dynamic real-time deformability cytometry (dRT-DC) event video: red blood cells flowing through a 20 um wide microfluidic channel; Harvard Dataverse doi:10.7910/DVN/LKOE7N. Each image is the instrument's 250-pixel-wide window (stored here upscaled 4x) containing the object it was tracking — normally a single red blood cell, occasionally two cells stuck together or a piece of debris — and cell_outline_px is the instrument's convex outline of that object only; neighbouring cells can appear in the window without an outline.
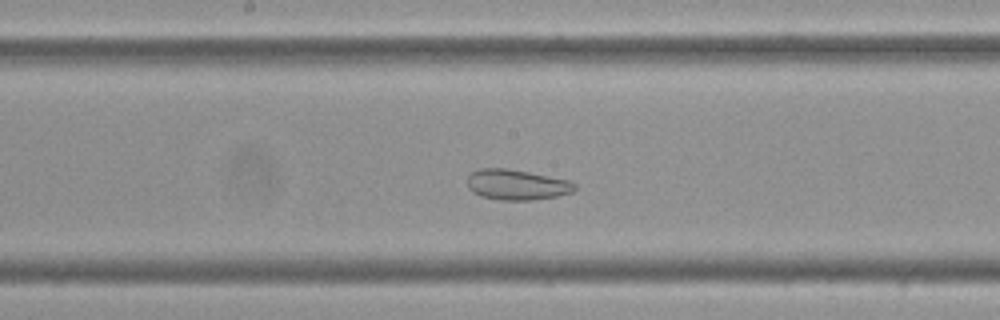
{"species": "Egyptian fruit bat (a non-hibernating species)", "species_latin": "Rousettus aegyptiacus", "temperature_condition": "cold", "stored_images_in_passage": 51, "camera_frame_rate_fps": 3000, "um_per_image_px": 0.085, "frame": {"image": 1, "passage_image": 24, "time_ms": 7.667, "image_size_px": [1000, 320], "cell_outline_px": [[576, 188], [572, 192], [556, 196], [532, 200], [500, 200], [480, 196], [472, 192], [468, 188], [468, 176], [472, 172], [480, 168], [504, 168], [528, 172], [572, 180], [576, 184]], "centroid_in_image_um": [43.93, 15.7], "position_along_channel_um": 204.3, "area_um2": 19.13}}
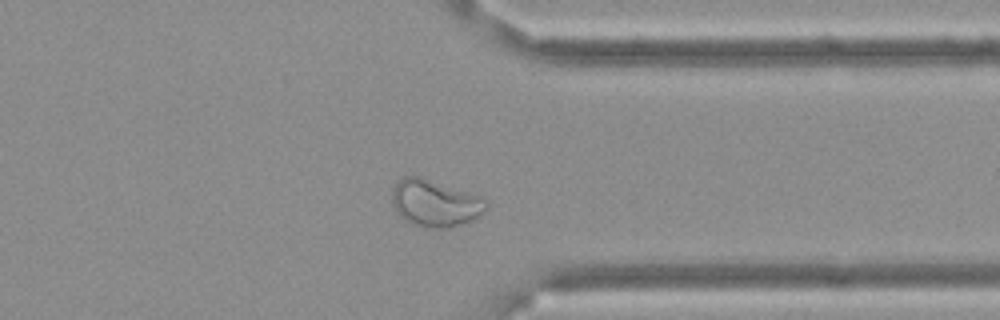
{"frame": {"image": 2, "passage_image": 39, "time_ms": 12.667, "image_size_px": [1000, 320], "cell_outline_px": [[488, 208], [480, 216], [472, 220], [448, 228], [428, 228], [412, 224], [404, 220], [396, 212], [392, 204], [392, 188], [404, 176], [420, 176], [480, 196], [488, 200]], "centroid_in_image_um": [36.98, 17.28], "position_along_channel_um": 374.4, "area_um2": 25.89}}
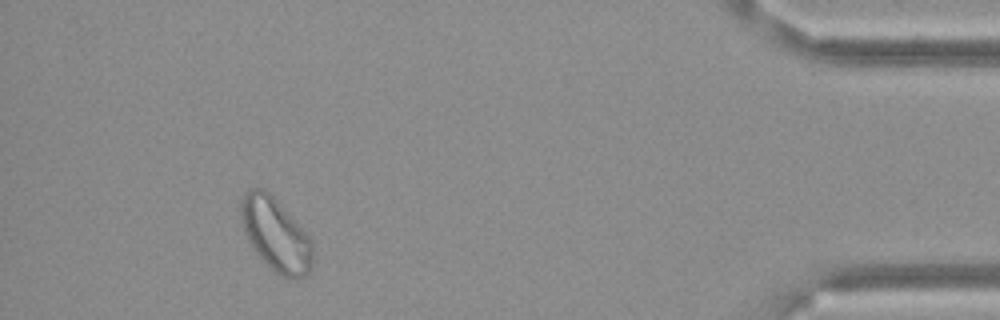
{"frame": {"image": 3, "passage_image": 47, "time_ms": 15.333, "image_size_px": [1000, 320], "cell_outline_px": [[312, 264], [308, 272], [304, 276], [280, 276], [252, 248], [244, 232], [240, 216], [240, 200], [244, 192], [252, 188], [260, 188], [268, 192], [276, 200], [312, 240]], "centroid_in_image_um": [23.39, 19.9], "position_along_channel_um": 411.8, "area_um2": 29.82}, "authors_computed_cell_mechanics": {"area_um2": 26.4146, "velocity_mm_per_s": 3.4511, "shape_relaxation_time_tau1_ms": null, "shape_relaxation_time_tau2_ms": 1.9892, "deformation_change_tau1": null, "deformation_change_tau2": 0.0795}}